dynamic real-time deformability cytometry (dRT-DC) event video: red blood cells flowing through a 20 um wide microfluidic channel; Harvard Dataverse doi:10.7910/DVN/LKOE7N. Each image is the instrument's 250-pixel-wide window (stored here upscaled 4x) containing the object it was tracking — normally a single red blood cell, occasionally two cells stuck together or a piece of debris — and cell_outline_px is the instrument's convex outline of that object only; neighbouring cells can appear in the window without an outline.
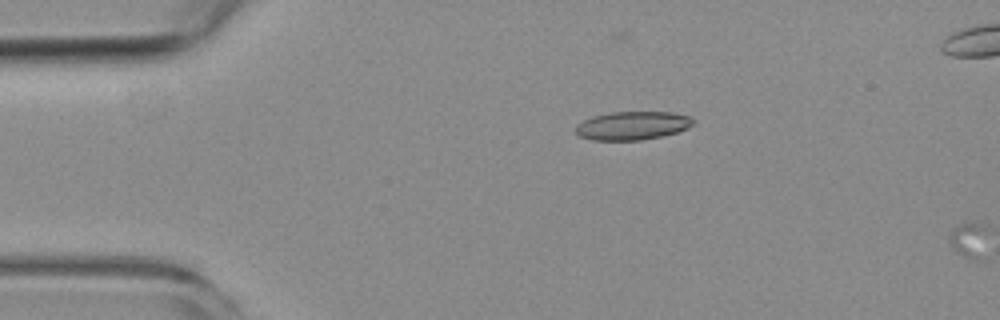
{"species": "common noctule bat (a hibernating species)", "species_latin": "Nyctalus noctula", "temperature_condition": "room temperature", "stored_images_in_passage": 5, "camera_frame_rate_fps": 3000, "um_per_image_px": 0.085, "animal": {"sex": "female", "body_mass_g": 19.3, "forearm_length_mm": 54.1}, "frame": {"image": 1, "passage_image": 4, "time_ms": 3.333, "image_size_px": [1000, 320], "cell_outline_px": [[696, 124], [688, 128], [676, 132], [660, 136], [640, 140], [592, 140], [580, 136], [576, 132], [576, 124], [592, 116], [612, 112], [672, 112], [688, 116], [696, 120]], "centroid_in_image_um": [53.78, 10.67], "position_along_channel_um": 31.2, "area_um2": 19.48}}